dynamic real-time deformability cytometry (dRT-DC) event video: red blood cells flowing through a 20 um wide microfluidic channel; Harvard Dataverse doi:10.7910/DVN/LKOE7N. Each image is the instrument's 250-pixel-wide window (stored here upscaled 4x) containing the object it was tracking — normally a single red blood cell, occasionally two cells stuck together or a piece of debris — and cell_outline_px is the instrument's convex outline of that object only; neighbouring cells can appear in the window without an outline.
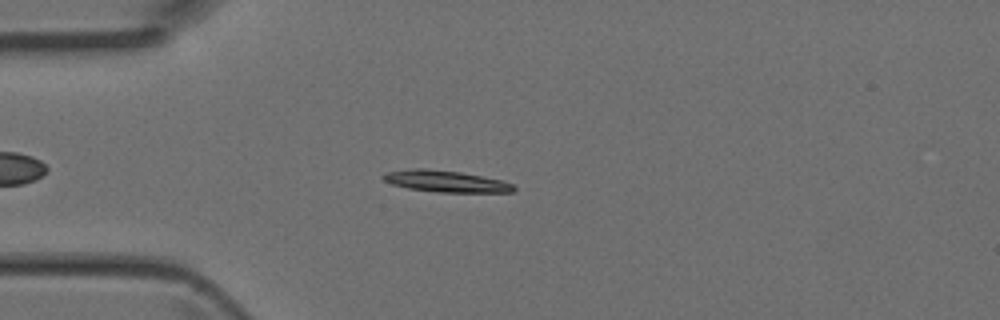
{"species": "Egyptian fruit bat (a non-hibernating species)", "species_latin": "Rousettus aegyptiacus", "temperature_condition": "room temperature", "stored_images_in_passage": 3, "camera_frame_rate_fps": 3000, "um_per_image_px": 0.085, "animal": {"sex": "female"}, "frame": {"image": 1, "passage_image": 3, "time_ms": 0.667, "image_size_px": [1000, 320], "cell_outline_px": [[516, 188], [512, 192], [436, 192], [408, 188], [392, 184], [384, 180], [380, 176], [384, 172], [412, 168], [424, 168], [460, 172], [500, 180], [512, 184]], "centroid_in_image_um": [37.82, 15.4], "position_along_channel_um": 47.2, "area_um2": 16.3}}